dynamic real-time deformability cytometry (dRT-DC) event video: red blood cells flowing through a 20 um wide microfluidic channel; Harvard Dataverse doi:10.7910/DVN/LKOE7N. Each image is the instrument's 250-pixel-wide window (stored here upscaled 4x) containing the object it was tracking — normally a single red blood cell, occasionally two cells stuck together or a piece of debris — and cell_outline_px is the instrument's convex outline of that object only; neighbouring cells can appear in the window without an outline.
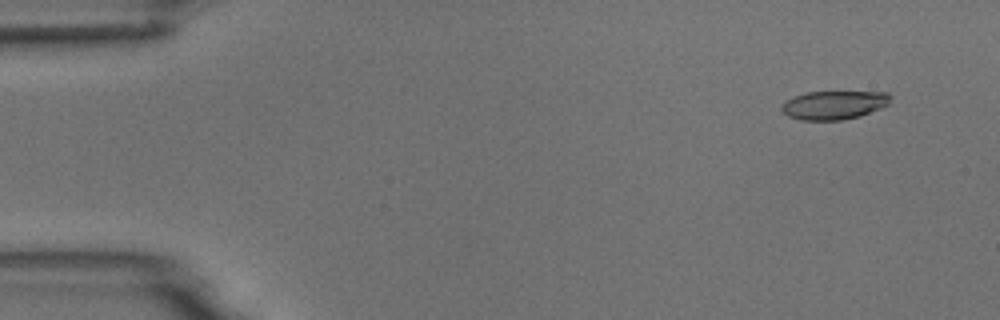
{"species": "common noctule bat (a hibernating species)", "species_latin": "Nyctalus noctula", "temperature_condition": "room temperature", "stored_images_in_passage": 7, "camera_frame_rate_fps": 3000, "um_per_image_px": 0.085, "animal": {"sex": "male", "body_mass_g": 18.8}, "frame": {"image": 1, "passage_image": 2, "time_ms": 1.0, "image_size_px": [1000, 320], "cell_outline_px": [[892, 96], [888, 104], [880, 108], [860, 116], [840, 120], [800, 120], [788, 116], [780, 108], [784, 100], [792, 96], [808, 92], [888, 92]], "centroid_in_image_um": [70.86, 8.92], "position_along_channel_um": 14.1, "area_um2": 18.21}}
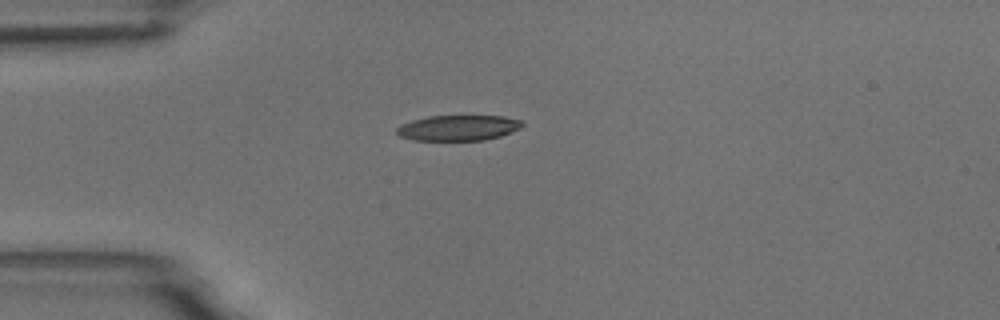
{"frame": {"image": 2, "passage_image": 4, "time_ms": 4.333, "image_size_px": [1000, 320], "cell_outline_px": [[524, 124], [520, 128], [512, 132], [500, 136], [484, 140], [412, 140], [400, 136], [396, 132], [396, 128], [400, 124], [412, 120], [428, 116], [504, 116], [520, 120]], "centroid_in_image_um": [38.93, 10.86], "position_along_channel_um": 46.1, "area_um2": 18.67}}